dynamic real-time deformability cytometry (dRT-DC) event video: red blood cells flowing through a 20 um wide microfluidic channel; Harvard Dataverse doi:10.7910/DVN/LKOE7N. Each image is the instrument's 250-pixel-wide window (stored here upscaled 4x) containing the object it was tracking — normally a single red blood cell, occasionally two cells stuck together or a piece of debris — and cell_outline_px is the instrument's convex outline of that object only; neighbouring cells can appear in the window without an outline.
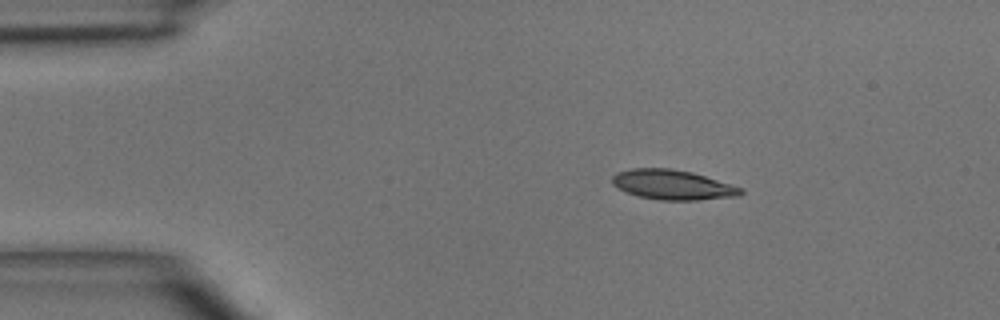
{"species": "common noctule bat (a hibernating species)", "species_latin": "Nyctalus noctula", "temperature_condition": "room temperature", "stored_images_in_passage": 4, "camera_frame_rate_fps": 3000, "um_per_image_px": 0.085, "animal": {"sex": "male", "body_mass_g": 15.6}, "frame": {"image": 1, "passage_image": 1, "time_ms": 0.0, "image_size_px": [1000, 320], "cell_outline_px": [[744, 192], [740, 196], [696, 200], [660, 200], [640, 196], [628, 192], [612, 184], [612, 176], [616, 172], [632, 168], [668, 168], [692, 172], [744, 188]], "centroid_in_image_um": [57.2, 15.7], "position_along_channel_um": 27.8, "area_um2": 22.25}}
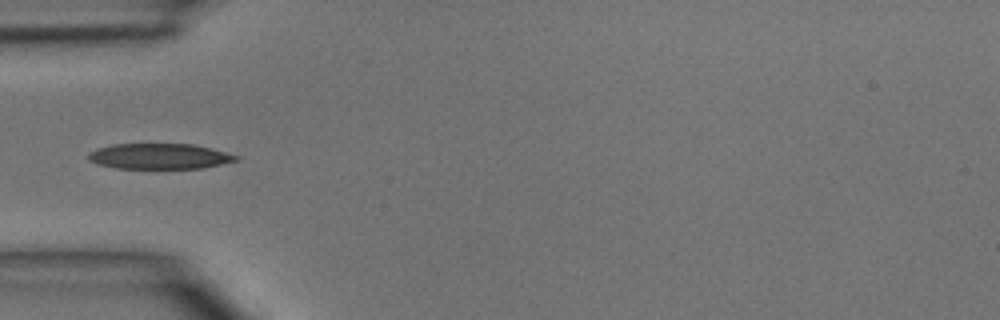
{"frame": {"image": 2, "passage_image": 3, "time_ms": 2.333, "image_size_px": [1000, 320], "cell_outline_px": [[240, 160], [204, 168], [116, 168], [96, 164], [88, 160], [88, 152], [96, 148], [112, 144], [192, 144], [212, 148], [240, 156]], "centroid_in_image_um": [13.56, 13.28], "position_along_channel_um": 71.4, "area_um2": 22.2}}
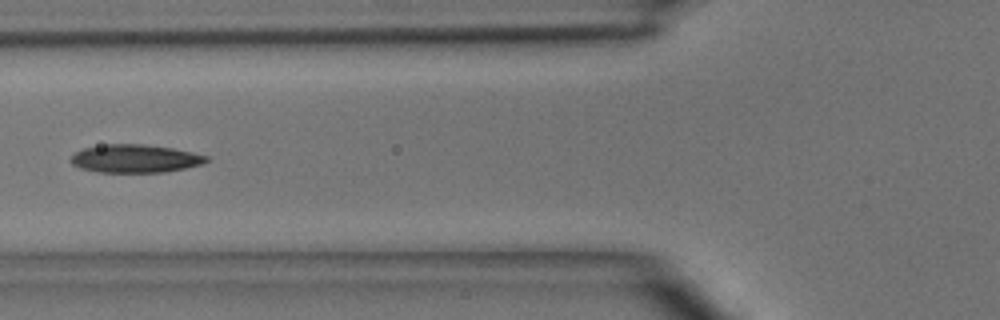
{"frame": {"image": 3, "passage_image": 4, "time_ms": 3.333, "image_size_px": [1000, 320], "cell_outline_px": [[208, 160], [204, 164], [164, 172], [96, 172], [80, 168], [72, 164], [68, 160], [76, 152], [84, 148], [104, 144], [144, 144], [172, 148], [192, 152], [208, 156]], "centroid_in_image_um": [11.47, 13.48], "position_along_channel_um": 114.3, "area_um2": 22.25}}